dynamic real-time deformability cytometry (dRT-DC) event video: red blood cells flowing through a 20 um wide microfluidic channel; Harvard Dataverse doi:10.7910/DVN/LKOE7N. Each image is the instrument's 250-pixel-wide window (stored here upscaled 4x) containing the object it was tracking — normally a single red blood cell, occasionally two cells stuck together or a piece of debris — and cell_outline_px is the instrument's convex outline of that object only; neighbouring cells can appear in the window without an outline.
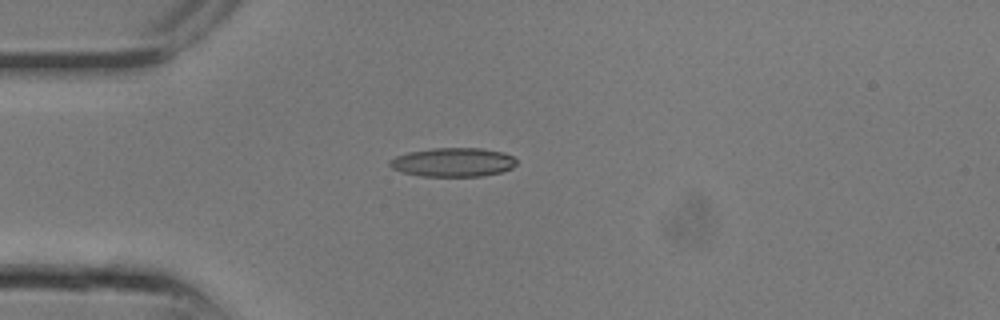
{"species": "common noctule bat (a hibernating species)", "species_latin": "Nyctalus noctula", "temperature_condition": "room temperature", "stored_images_in_passage": 11, "camera_frame_rate_fps": 3000, "um_per_image_px": 0.085, "animal": {"sex": "male", "body_mass_g": 13.3}, "frame": {"image": 1, "passage_image": 7, "time_ms": 2.0, "image_size_px": [1000, 320], "cell_outline_px": [[516, 164], [512, 168], [500, 172], [480, 176], [420, 176], [400, 172], [392, 168], [388, 164], [388, 160], [396, 156], [408, 152], [432, 148], [480, 148], [504, 152], [512, 156], [516, 160]], "centroid_in_image_um": [38.47, 13.79], "position_along_channel_um": 46.5, "area_um2": 21.44}}
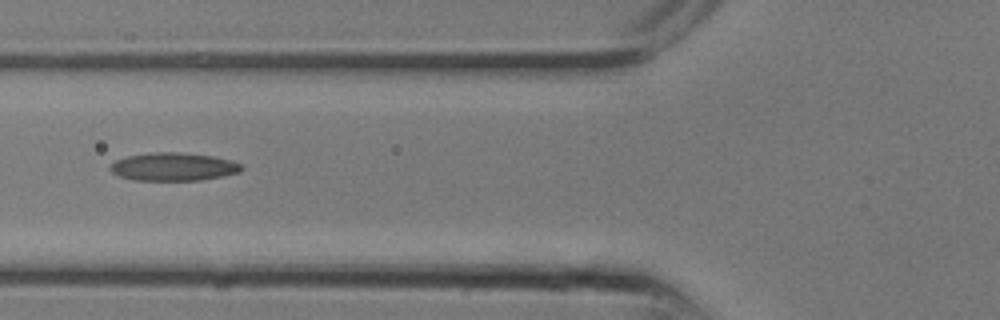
{"frame": {"image": 2, "passage_image": 10, "time_ms": 3.0, "image_size_px": [1000, 320], "cell_outline_px": [[244, 168], [240, 172], [200, 180], [136, 180], [120, 176], [112, 172], [108, 168], [108, 164], [124, 156], [148, 152], [180, 152], [212, 156], [232, 160], [244, 164]], "centroid_in_image_um": [14.72, 14.15], "position_along_channel_um": 111.1, "area_um2": 21.73}}